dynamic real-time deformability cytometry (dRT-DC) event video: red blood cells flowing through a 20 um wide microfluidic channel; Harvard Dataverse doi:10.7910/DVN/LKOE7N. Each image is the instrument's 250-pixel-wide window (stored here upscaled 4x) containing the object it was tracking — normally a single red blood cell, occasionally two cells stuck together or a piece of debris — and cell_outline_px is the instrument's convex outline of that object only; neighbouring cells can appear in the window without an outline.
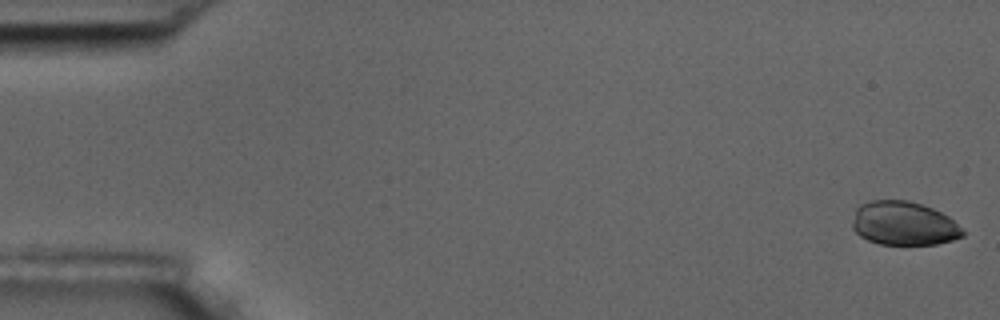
{"species": "common noctule bat (a hibernating species)", "species_latin": "Nyctalus noctula", "temperature_condition": "room temperature", "stored_images_in_passage": 5, "camera_frame_rate_fps": 3000, "um_per_image_px": 0.085, "animal": {"sex": "male", "body_mass_g": 17.5, "forearm_length_mm": 52.3}, "frame": {"image": 1, "passage_image": 1, "time_ms": 0.0, "image_size_px": [1000, 320], "cell_outline_px": [[964, 236], [952, 240], [936, 244], [880, 244], [868, 240], [860, 236], [852, 228], [852, 220], [856, 208], [860, 204], [872, 200], [908, 200], [932, 208], [948, 216], [964, 232]], "centroid_in_image_um": [76.78, 18.99], "position_along_channel_um": 8.2, "area_um2": 28.03}}
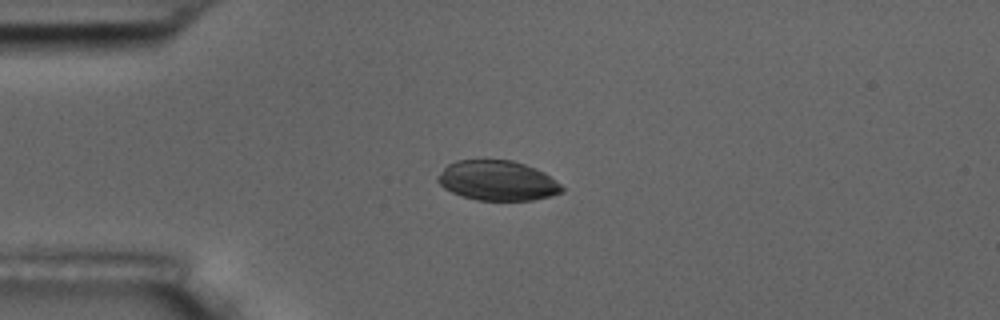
{"frame": {"image": 2, "passage_image": 4, "time_ms": 4.333, "image_size_px": [1000, 320], "cell_outline_px": [[564, 192], [552, 196], [532, 200], [476, 200], [452, 192], [444, 188], [436, 180], [436, 176], [448, 164], [456, 160], [512, 160], [536, 168], [544, 172], [560, 184], [564, 188]], "centroid_in_image_um": [42.29, 15.35], "position_along_channel_um": 42.7, "area_um2": 28.9}}